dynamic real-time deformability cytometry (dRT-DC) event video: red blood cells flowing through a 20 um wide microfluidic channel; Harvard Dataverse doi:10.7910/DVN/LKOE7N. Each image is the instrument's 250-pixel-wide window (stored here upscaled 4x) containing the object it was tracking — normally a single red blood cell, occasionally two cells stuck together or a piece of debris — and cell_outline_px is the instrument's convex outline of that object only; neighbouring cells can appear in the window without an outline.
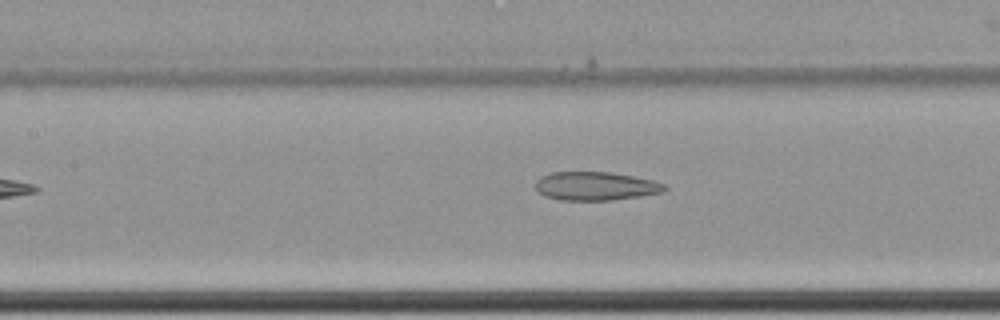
{"species": "common noctule bat (a hibernating species)", "species_latin": "Nyctalus noctula", "temperature_condition": "cold", "stored_images_in_passage": 6, "camera_frame_rate_fps": 3000, "um_per_image_px": 0.085, "animal": {"sex": "female", "body_mass_g": 22.7, "forearm_length_mm": 54.2}, "frame": {"image": 1, "passage_image": 4, "time_ms": 1.0, "image_size_px": [1000, 320], "cell_outline_px": [[668, 188], [664, 192], [640, 196], [612, 200], [560, 200], [544, 196], [536, 188], [536, 180], [540, 176], [552, 172], [612, 172], [652, 180], [664, 184]], "centroid_in_image_um": [50.62, 15.82], "position_along_channel_um": 156.8, "area_um2": 21.5}}
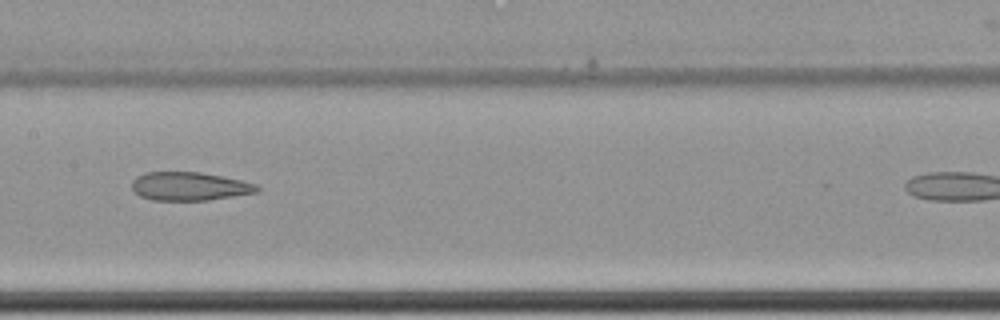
{"frame": {"image": 2, "passage_image": 5, "time_ms": 1.333, "image_size_px": [1000, 320], "cell_outline_px": [[260, 192], [208, 200], [152, 200], [140, 196], [132, 188], [132, 180], [136, 176], [144, 172], [200, 172], [244, 180], [256, 184], [260, 188]], "centroid_in_image_um": [16.13, 15.83], "position_along_channel_um": 191.3, "area_um2": 20.92}}